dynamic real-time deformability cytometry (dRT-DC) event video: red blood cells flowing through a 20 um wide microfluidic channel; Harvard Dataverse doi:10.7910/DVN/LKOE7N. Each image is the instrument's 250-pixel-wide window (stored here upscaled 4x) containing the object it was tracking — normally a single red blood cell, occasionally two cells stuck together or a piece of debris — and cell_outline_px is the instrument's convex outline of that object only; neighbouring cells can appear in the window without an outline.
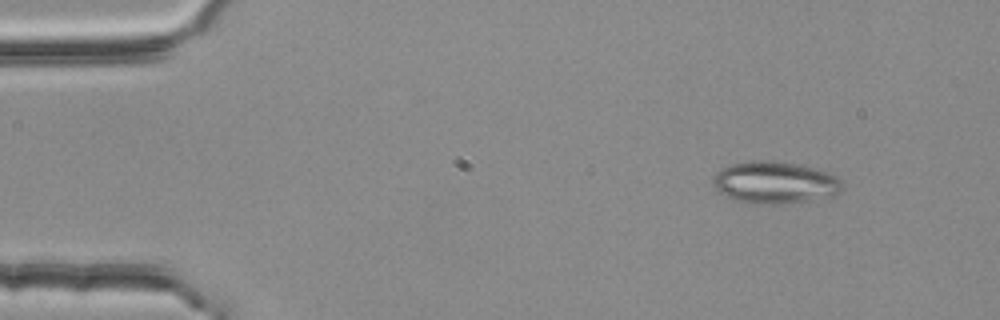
{"species": "common noctule bat (a hibernating species)", "species_latin": "Nyctalus noctula", "temperature_condition": "room temperature", "stored_images_in_passage": 3, "camera_frame_rate_fps": 3000, "um_per_image_px": 0.085, "animal": {"sex": "female", "body_mass_g": 25.1}, "frame": {"image": 1, "passage_image": 1, "time_ms": 0.0, "image_size_px": [1000, 320], "cell_outline_px": [[844, 184], [840, 192], [832, 196], [808, 200], [780, 204], [752, 204], [732, 200], [724, 196], [712, 184], [712, 180], [724, 168], [732, 164], [752, 160], [768, 160], [816, 168], [828, 172], [844, 180]], "centroid_in_image_um": [65.89, 15.53], "position_along_channel_um": 19.1, "area_um2": 31.67}}